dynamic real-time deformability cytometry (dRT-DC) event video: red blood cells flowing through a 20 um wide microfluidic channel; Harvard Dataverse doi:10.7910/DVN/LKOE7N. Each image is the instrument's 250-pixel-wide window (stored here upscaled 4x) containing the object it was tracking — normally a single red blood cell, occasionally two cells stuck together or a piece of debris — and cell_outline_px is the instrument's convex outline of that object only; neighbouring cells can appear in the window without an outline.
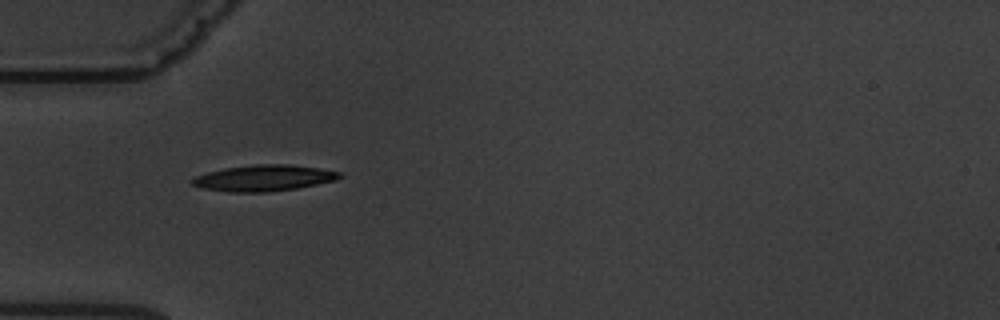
{"species": "common noctule bat (a hibernating species)", "species_latin": "Nyctalus noctula", "temperature_condition": "warm", "stored_images_in_passage": 8, "camera_frame_rate_fps": 3000, "um_per_image_px": 0.085, "animal": {"sex": "male", "body_mass_g": 19.5, "forearm_length_mm": 54.6}, "frame": {"image": 1, "passage_image": 6, "time_ms": 5.667, "image_size_px": [1000, 320], "cell_outline_px": [[344, 176], [336, 180], [296, 188], [264, 192], [228, 192], [200, 188], [192, 184], [188, 180], [196, 176], [208, 172], [224, 168], [252, 164], [292, 164], [340, 172]], "centroid_in_image_um": [22.38, 15.13], "position_along_channel_um": 62.6, "area_um2": 22.48}}
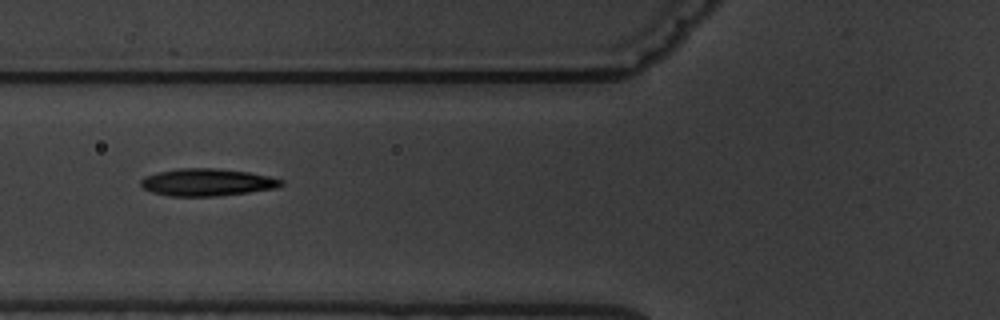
{"frame": {"image": 2, "passage_image": 7, "time_ms": 7.0, "image_size_px": [1000, 320], "cell_outline_px": [[284, 184], [276, 188], [248, 192], [216, 196], [168, 196], [152, 192], [144, 188], [140, 184], [140, 180], [144, 176], [156, 172], [180, 168], [216, 168], [248, 172], [272, 176], [284, 180]], "centroid_in_image_um": [17.61, 15.49], "position_along_channel_um": 108.2, "area_um2": 22.48}}
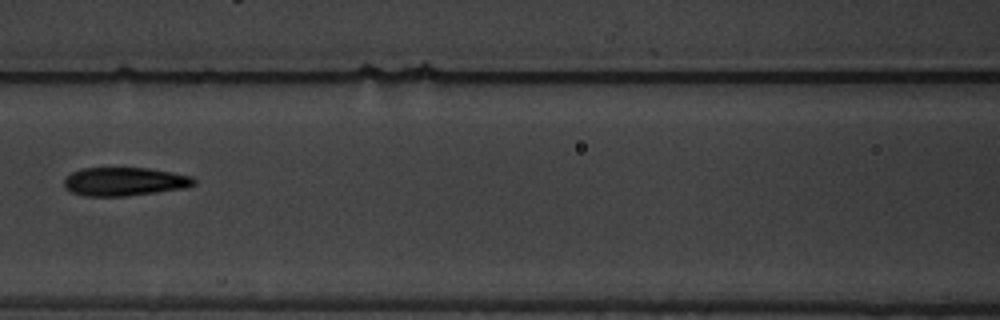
{"frame": {"image": 3, "passage_image": 8, "time_ms": 8.333, "image_size_px": [1000, 320], "cell_outline_px": [[196, 184], [184, 188], [156, 192], [124, 196], [84, 196], [72, 192], [64, 188], [64, 176], [80, 168], [148, 168], [192, 176], [196, 180]], "centroid_in_image_um": [10.54, 15.43], "position_along_channel_um": 156.1, "area_um2": 21.62}}